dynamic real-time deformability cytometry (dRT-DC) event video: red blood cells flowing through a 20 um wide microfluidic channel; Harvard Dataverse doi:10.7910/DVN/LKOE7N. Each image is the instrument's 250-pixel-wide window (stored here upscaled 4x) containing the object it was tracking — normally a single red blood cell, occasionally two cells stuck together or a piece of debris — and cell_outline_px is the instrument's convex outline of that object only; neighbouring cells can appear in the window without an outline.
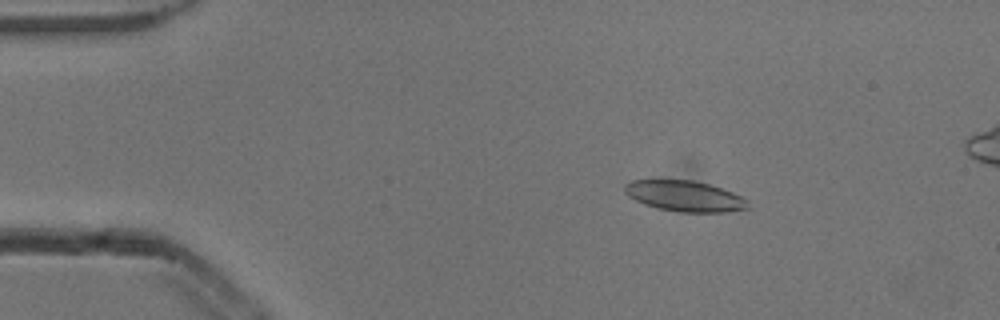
{"species": "common noctule bat (a hibernating species)", "species_latin": "Nyctalus noctula", "temperature_condition": "cold", "stored_images_in_passage": 6, "camera_frame_rate_fps": 3000, "um_per_image_px": 0.085, "animal": {"sex": "male", "body_mass_g": 13.3}, "frame": {"image": 1, "passage_image": 3, "time_ms": 0.667, "image_size_px": [1000, 320], "cell_outline_px": [[752, 208], [728, 212], [680, 212], [656, 208], [644, 204], [628, 196], [624, 192], [624, 184], [632, 180], [692, 180], [708, 184], [732, 192], [748, 200]], "centroid_in_image_um": [58.21, 16.68], "position_along_channel_um": 26.8, "area_um2": 22.2}}